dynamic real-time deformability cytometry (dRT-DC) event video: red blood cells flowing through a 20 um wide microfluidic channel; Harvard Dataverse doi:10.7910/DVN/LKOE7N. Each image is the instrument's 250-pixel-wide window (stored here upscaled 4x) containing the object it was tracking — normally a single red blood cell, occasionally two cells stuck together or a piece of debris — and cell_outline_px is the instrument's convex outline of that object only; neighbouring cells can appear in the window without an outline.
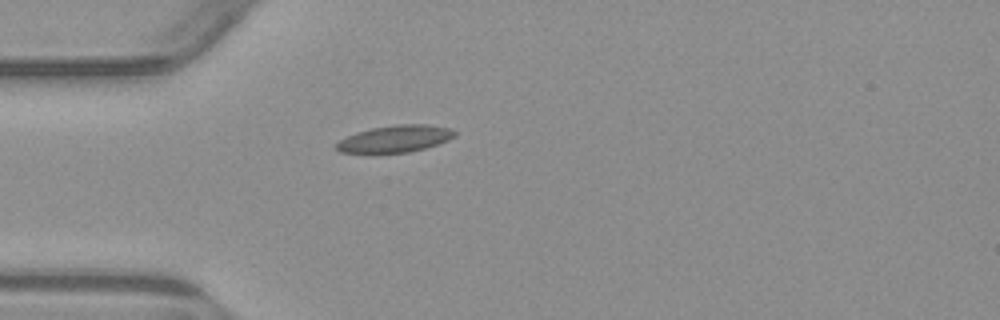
{"species": "common noctule bat (a hibernating species)", "species_latin": "Nyctalus noctula", "temperature_condition": "warm", "stored_images_in_passage": 4, "camera_frame_rate_fps": 3000, "um_per_image_px": 0.085, "animal": {"sex": "male", "body_mass_g": 23.1, "forearm_length_mm": 52.7}, "frame": {"image": 1, "passage_image": 4, "time_ms": 3.333, "image_size_px": [1000, 320], "cell_outline_px": [[456, 136], [448, 140], [424, 148], [408, 152], [340, 152], [332, 148], [332, 144], [356, 132], [372, 128], [396, 124], [428, 124], [448, 128], [456, 132]], "centroid_in_image_um": [33.54, 11.78], "position_along_channel_um": 51.5, "area_um2": 18.44}}